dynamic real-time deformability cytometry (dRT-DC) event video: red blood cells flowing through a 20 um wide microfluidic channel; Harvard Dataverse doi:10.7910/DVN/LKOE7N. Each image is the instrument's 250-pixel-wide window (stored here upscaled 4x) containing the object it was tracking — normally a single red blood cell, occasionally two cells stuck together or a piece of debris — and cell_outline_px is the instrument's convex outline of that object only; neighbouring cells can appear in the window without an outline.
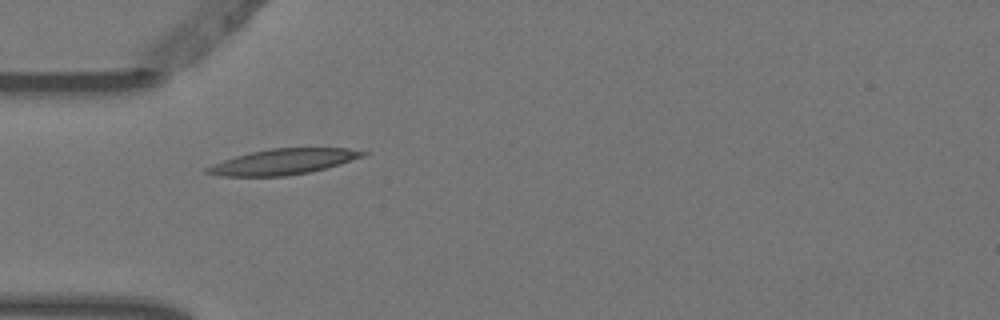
{"species": "Egyptian fruit bat (a non-hibernating species)", "species_latin": "Rousettus aegyptiacus", "temperature_condition": "warm", "stored_images_in_passage": 2, "camera_frame_rate_fps": 3000, "um_per_image_px": 0.085, "animal": {"sex": "female"}, "frame": {"image": 1, "passage_image": 1, "time_ms": 0.0, "image_size_px": [1000, 320], "cell_outline_px": [[368, 152], [364, 156], [340, 164], [312, 172], [288, 176], [220, 176], [204, 172], [204, 168], [212, 164], [236, 156], [252, 152], [272, 148], [348, 148]], "centroid_in_image_um": [24.07, 13.75], "position_along_channel_um": 60.9, "area_um2": 23.18}}
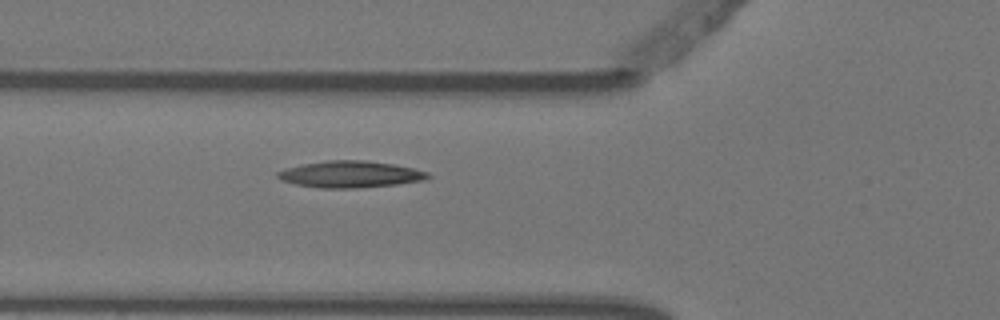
{"frame": {"image": 2, "passage_image": 2, "time_ms": 0.333, "image_size_px": [1000, 320], "cell_outline_px": [[432, 176], [424, 180], [396, 184], [356, 188], [320, 188], [296, 184], [280, 180], [276, 176], [276, 172], [300, 164], [328, 160], [364, 160], [392, 164], [412, 168], [428, 172]], "centroid_in_image_um": [29.75, 14.81], "position_along_channel_um": 96.1, "area_um2": 23.24}}